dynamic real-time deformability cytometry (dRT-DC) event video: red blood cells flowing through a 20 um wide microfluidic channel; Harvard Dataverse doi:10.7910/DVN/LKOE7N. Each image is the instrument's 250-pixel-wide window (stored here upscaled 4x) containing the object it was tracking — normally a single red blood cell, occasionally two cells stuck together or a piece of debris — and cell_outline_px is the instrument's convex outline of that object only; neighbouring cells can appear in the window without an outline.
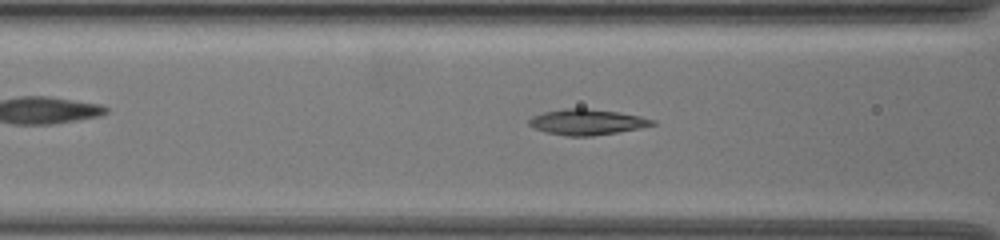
{"species": "common noctule bat (a hibernating species)", "species_latin": "Nyctalus noctula", "temperature_condition": "warm", "stored_images_in_passage": 49, "camera_frame_rate_fps": 3000, "um_per_image_px": 0.085, "animal": {"sex": "female", "body_mass_g": 19.5, "forearm_length_mm": 54.1}, "frame": {"image": 1, "passage_image": 24, "time_ms": 7.667, "image_size_px": [1000, 240], "cell_outline_px": [[656, 124], [640, 128], [592, 136], [568, 136], [548, 132], [536, 128], [528, 124], [528, 120], [532, 116], [544, 112], [564, 108], [584, 108], [616, 112], [640, 116], [656, 120]], "centroid_in_image_um": [49.9, 10.36], "position_along_channel_um": 116.7, "area_um2": 18.21}}
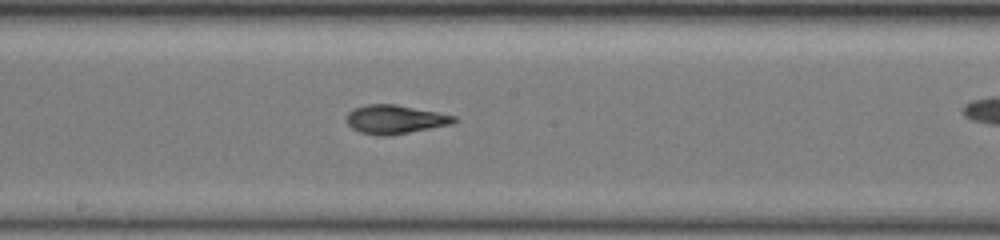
{"frame": {"image": 2, "passage_image": 32, "time_ms": 10.333, "image_size_px": [1000, 240], "cell_outline_px": [[460, 120], [452, 124], [388, 136], [376, 136], [360, 132], [352, 128], [348, 124], [348, 112], [356, 108], [368, 104], [396, 104], [456, 116]], "centroid_in_image_um": [33.61, 10.15], "position_along_channel_um": 214.6, "area_um2": 17.92}}
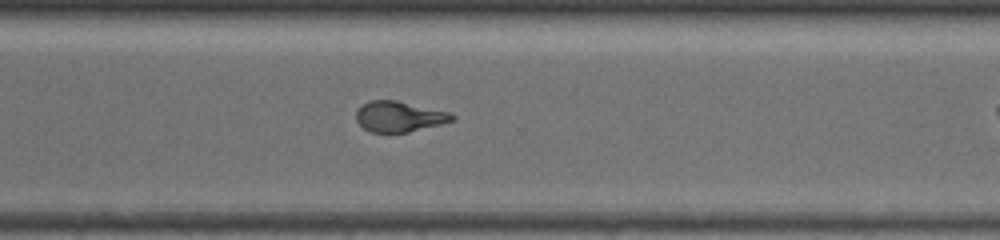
{"frame": {"image": 3, "passage_image": 42, "time_ms": 13.667, "image_size_px": [1000, 240], "cell_outline_px": [[456, 116], [452, 120], [440, 124], [408, 132], [372, 132], [364, 128], [356, 120], [356, 112], [364, 104], [372, 100], [396, 100], [452, 112]], "centroid_in_image_um": [33.96, 9.9], "position_along_channel_um": 336.6, "area_um2": 16.94}}